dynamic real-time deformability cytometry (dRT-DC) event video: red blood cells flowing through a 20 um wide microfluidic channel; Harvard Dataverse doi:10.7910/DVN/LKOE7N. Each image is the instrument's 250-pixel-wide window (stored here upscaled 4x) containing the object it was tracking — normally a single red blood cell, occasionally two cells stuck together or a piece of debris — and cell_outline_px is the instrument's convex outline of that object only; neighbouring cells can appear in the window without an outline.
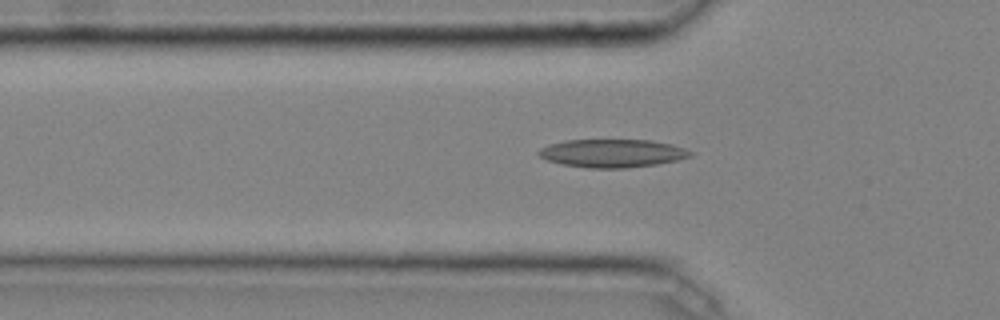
{"species": "common noctule bat (a hibernating species)", "species_latin": "Nyctalus noctula", "temperature_condition": "cold", "stored_images_in_passage": 43, "camera_frame_rate_fps": 3000, "um_per_image_px": 0.085, "animal": {"sex": "male", "body_mass_g": 20.4}, "frame": {"image": 1, "passage_image": 13, "time_ms": 4.0, "image_size_px": [1000, 320], "cell_outline_px": [[692, 156], [676, 160], [656, 164], [624, 168], [588, 168], [564, 164], [548, 160], [540, 156], [536, 152], [540, 148], [548, 144], [564, 140], [652, 140], [672, 144], [684, 148], [692, 152]], "centroid_in_image_um": [52.03, 13.02], "position_along_channel_um": 73.8, "area_um2": 24.8}}
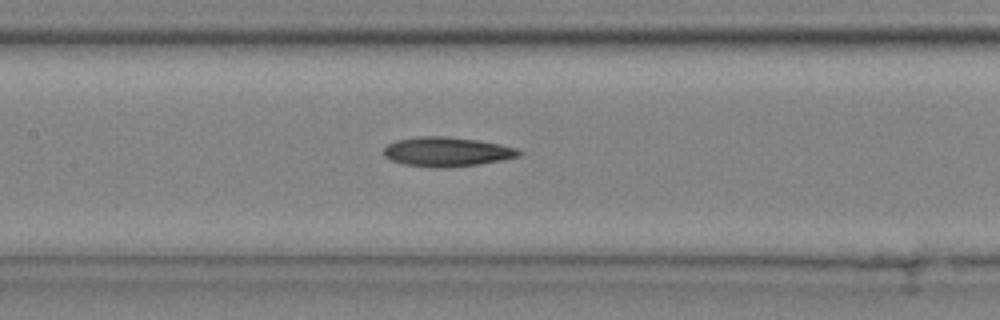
{"frame": {"image": 2, "passage_image": 20, "time_ms": 6.333, "image_size_px": [1000, 320], "cell_outline_px": [[524, 152], [520, 156], [504, 160], [480, 164], [448, 168], [436, 168], [404, 164], [392, 160], [384, 156], [384, 148], [388, 144], [396, 140], [416, 136], [444, 136], [476, 140], [500, 144], [520, 148]], "centroid_in_image_um": [38.04, 12.9], "position_along_channel_um": 169.4, "area_um2": 23.47}}
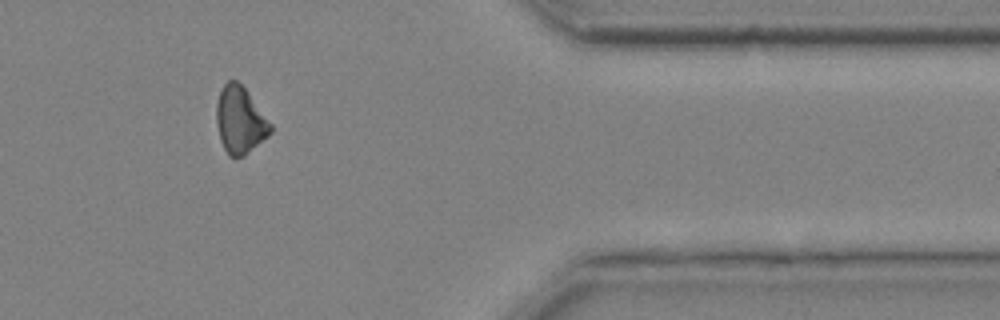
{"frame": {"image": 3, "passage_image": 38, "time_ms": 12.333, "image_size_px": [1000, 320], "cell_outline_px": [[272, 132], [268, 136], [244, 156], [228, 156], [220, 140], [216, 120], [216, 104], [220, 92], [224, 84], [228, 80], [236, 80], [248, 92], [272, 124]], "centroid_in_image_um": [20.4, 10.22], "position_along_channel_um": 391.0, "area_um2": 20.98}}